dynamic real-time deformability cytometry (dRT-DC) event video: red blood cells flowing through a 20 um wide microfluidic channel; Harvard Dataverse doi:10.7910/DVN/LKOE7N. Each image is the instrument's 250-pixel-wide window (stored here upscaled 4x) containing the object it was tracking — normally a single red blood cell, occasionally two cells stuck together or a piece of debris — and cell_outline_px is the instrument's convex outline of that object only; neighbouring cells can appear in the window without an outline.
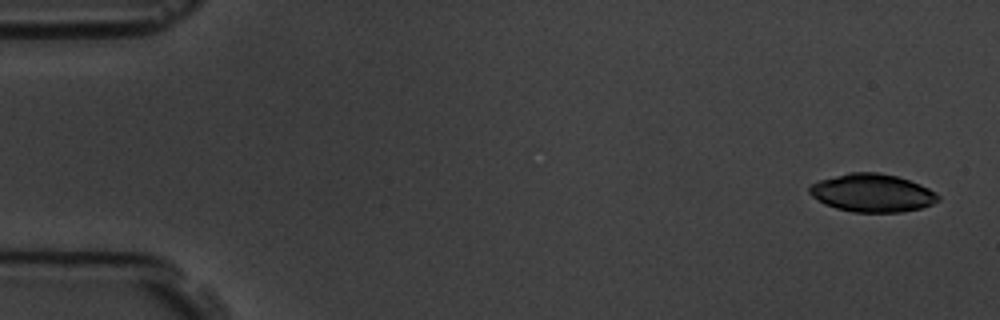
{"species": "common noctule bat (a hibernating species)", "species_latin": "Nyctalus noctula", "temperature_condition": "room temperature", "stored_images_in_passage": 5, "camera_frame_rate_fps": 3000, "um_per_image_px": 0.085, "animal": {"sex": "male", "body_mass_g": 19.5, "forearm_length_mm": 54.6}, "frame": {"image": 1, "passage_image": 1, "time_ms": 0.0, "image_size_px": [1000, 320], "cell_outline_px": [[940, 200], [932, 204], [920, 208], [900, 212], [852, 212], [836, 208], [824, 204], [812, 196], [808, 192], [808, 188], [812, 184], [820, 180], [848, 172], [880, 172], [896, 176], [920, 184], [936, 192], [940, 196]], "centroid_in_image_um": [74.14, 16.4], "position_along_channel_um": 10.9, "area_um2": 28.55}}
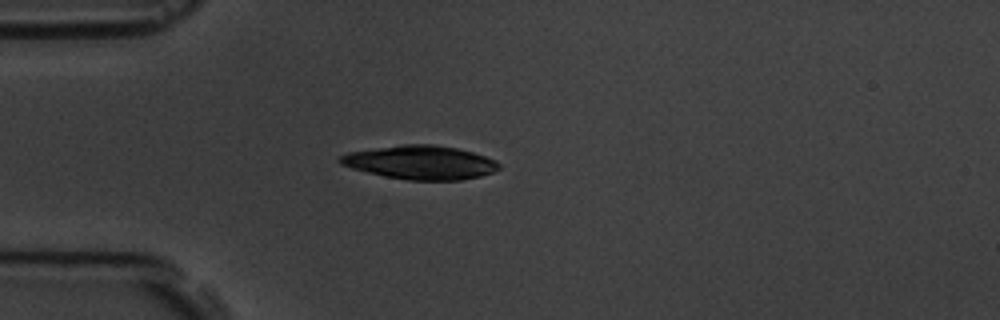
{"frame": {"image": 2, "passage_image": 5, "time_ms": 4.333, "image_size_px": [1000, 320], "cell_outline_px": [[500, 168], [492, 172], [480, 176], [460, 180], [408, 180], [384, 176], [352, 168], [340, 164], [336, 160], [340, 156], [348, 152], [404, 144], [432, 144], [456, 148], [472, 152], [484, 156], [500, 164]], "centroid_in_image_um": [35.71, 13.81], "position_along_channel_um": 49.3, "area_um2": 30.98}}